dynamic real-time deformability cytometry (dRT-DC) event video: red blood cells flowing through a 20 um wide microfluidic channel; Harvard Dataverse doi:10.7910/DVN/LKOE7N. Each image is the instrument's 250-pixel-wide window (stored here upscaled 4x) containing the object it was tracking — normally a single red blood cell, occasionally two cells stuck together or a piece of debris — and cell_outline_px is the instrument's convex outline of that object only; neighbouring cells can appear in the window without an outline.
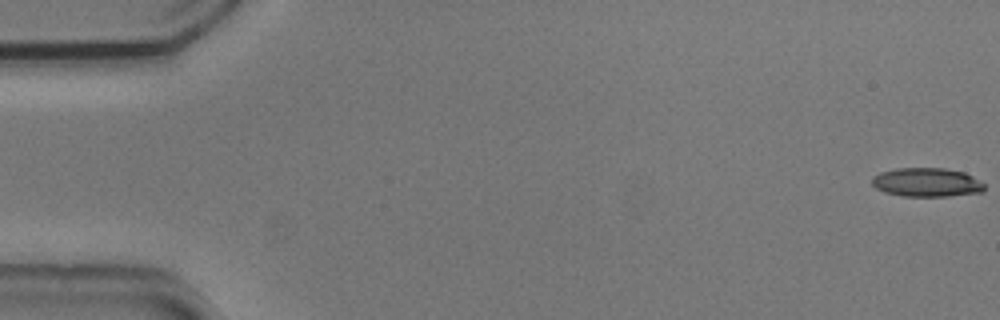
{"species": "common noctule bat (a hibernating species)", "species_latin": "Nyctalus noctula", "temperature_condition": "cold", "stored_images_in_passage": 55, "camera_frame_rate_fps": 3000, "um_per_image_px": 0.085, "animal": {"sex": "male", "body_mass_g": 20.5, "forearm_length_mm": 52.5}, "frame": {"image": 1, "passage_image": 1, "time_ms": 0.0, "image_size_px": [1000, 320], "cell_outline_px": [[984, 192], [948, 196], [904, 196], [884, 192], [876, 188], [872, 184], [872, 176], [880, 172], [896, 168], [944, 168], [964, 172], [972, 176], [984, 184]], "centroid_in_image_um": [78.76, 15.5], "position_along_channel_um": 6.2, "area_um2": 18.96}}
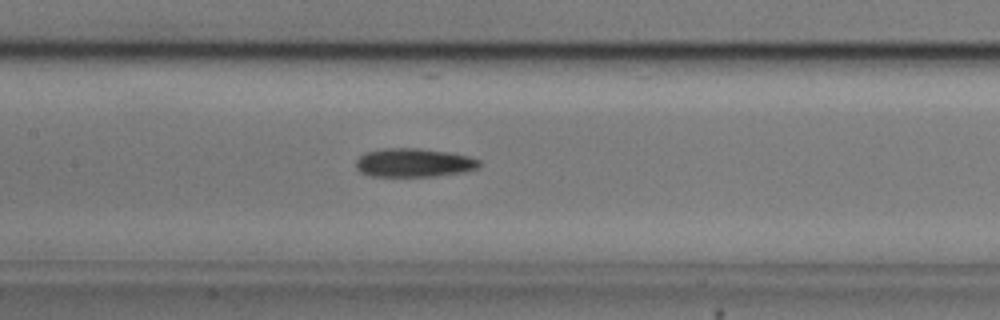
{"frame": {"image": 2, "passage_image": 26, "time_ms": 8.333, "image_size_px": [1000, 320], "cell_outline_px": [[480, 168], [464, 172], [436, 176], [368, 176], [360, 172], [356, 168], [356, 160], [364, 152], [380, 148], [420, 148], [452, 152], [468, 156], [480, 160]], "centroid_in_image_um": [35.18, 13.82], "position_along_channel_um": 172.2, "area_um2": 20.98}}
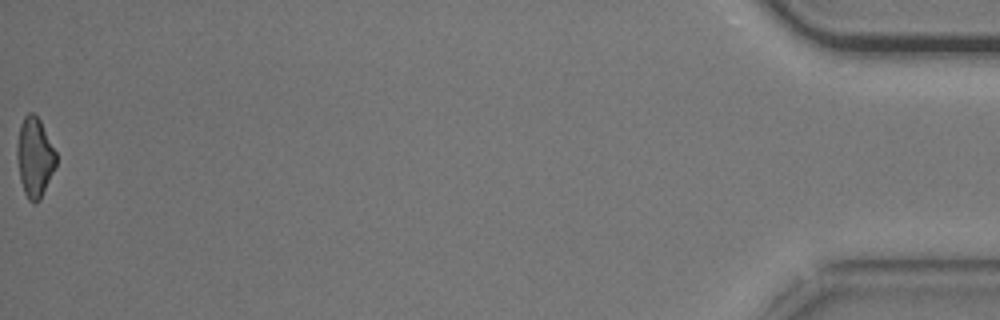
{"frame": {"image": 3, "passage_image": 55, "time_ms": 18.0, "image_size_px": [1000, 320], "cell_outline_px": [[56, 168], [40, 200], [36, 204], [32, 204], [28, 200], [24, 192], [20, 180], [16, 156], [16, 144], [20, 124], [24, 116], [28, 112], [32, 112], [40, 120], [56, 152]], "centroid_in_image_um": [2.94, 13.4], "position_along_channel_um": 432.3, "area_um2": 18.44}, "authors_computed_cell_mechanics": {"area_um2": 19.5364, "velocity_mm_per_s": 3.7235, "shape_relaxation_time_tau1_ms": 4.2978, "shape_relaxation_time_tau2_ms": 3.9888, "deformation_change_tau1": 0.1371, "deformation_change_tau2": 0.1373}}